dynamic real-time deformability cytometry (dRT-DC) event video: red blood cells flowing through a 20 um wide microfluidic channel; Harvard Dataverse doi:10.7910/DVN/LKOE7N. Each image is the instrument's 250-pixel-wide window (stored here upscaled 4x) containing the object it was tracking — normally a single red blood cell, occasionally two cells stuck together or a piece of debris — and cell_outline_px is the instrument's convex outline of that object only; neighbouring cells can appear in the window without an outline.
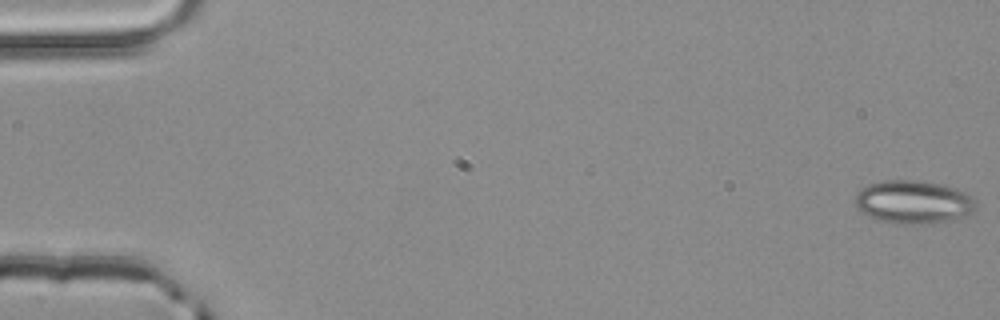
{"species": "common noctule bat (a hibernating species)", "species_latin": "Nyctalus noctula", "temperature_condition": "room temperature", "stored_images_in_passage": 4, "camera_frame_rate_fps": 3000, "um_per_image_px": 0.085, "animal": {"sex": "male", "body_mass_g": 20.4}, "frame": {"image": 1, "passage_image": 1, "time_ms": 0.0, "image_size_px": [1000, 320], "cell_outline_px": [[976, 208], [972, 212], [948, 220], [900, 224], [896, 224], [876, 220], [860, 212], [856, 208], [856, 192], [860, 188], [868, 184], [884, 180], [920, 180], [940, 184], [956, 188], [972, 196], [976, 200]], "centroid_in_image_um": [77.58, 17.14], "position_along_channel_um": 7.4, "area_um2": 30.29}}